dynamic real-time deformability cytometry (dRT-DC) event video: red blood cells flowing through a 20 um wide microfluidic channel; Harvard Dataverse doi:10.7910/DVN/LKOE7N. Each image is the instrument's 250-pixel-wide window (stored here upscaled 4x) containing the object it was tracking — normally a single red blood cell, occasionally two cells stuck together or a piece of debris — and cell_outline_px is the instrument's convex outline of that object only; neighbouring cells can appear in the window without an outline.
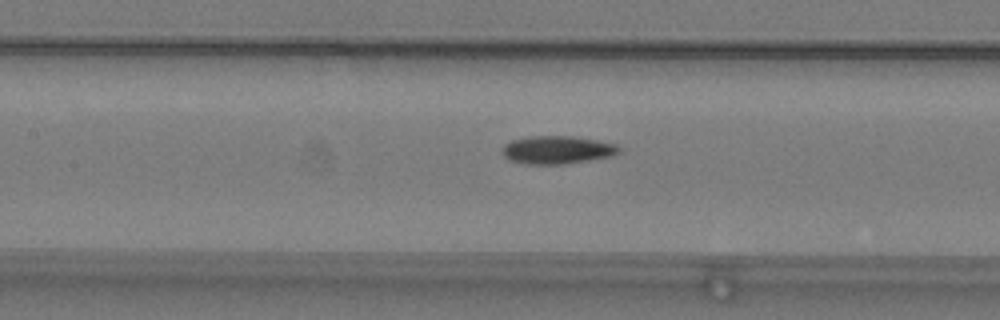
{"species": "common noctule bat (a hibernating species)", "species_latin": "Nyctalus noctula", "temperature_condition": "warm", "stored_images_in_passage": 33, "camera_frame_rate_fps": 3000, "um_per_image_px": 0.085, "animal": {"sex": "male", "body_mass_g": 19.2, "forearm_length_mm": 51.8}, "frame": {"image": 1, "passage_image": 10, "time_ms": 3.0, "image_size_px": [1000, 320], "cell_outline_px": [[620, 152], [612, 156], [564, 164], [528, 164], [508, 160], [500, 152], [504, 144], [512, 140], [528, 136], [572, 136], [596, 140], [616, 144], [620, 148]], "centroid_in_image_um": [47.32, 12.74], "position_along_channel_um": 160.1, "area_um2": 19.13}}
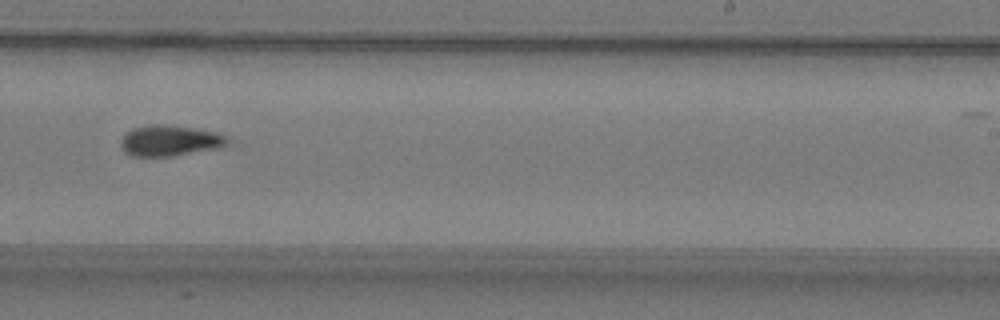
{"frame": {"image": 2, "passage_image": 19, "time_ms": 6.0, "image_size_px": [1000, 320], "cell_outline_px": [[228, 144], [216, 148], [176, 156], [132, 156], [124, 152], [120, 144], [120, 140], [132, 128], [152, 124], [168, 124], [216, 132], [224, 136], [228, 140]], "centroid_in_image_um": [14.4, 11.96], "position_along_channel_um": 274.6, "area_um2": 19.07}}
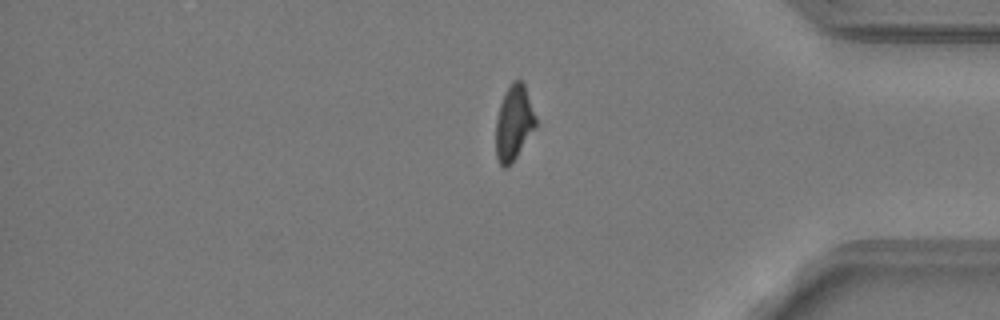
{"frame": {"image": 3, "passage_image": 30, "time_ms": 9.667, "image_size_px": [1000, 320], "cell_outline_px": [[536, 128], [512, 164], [508, 168], [504, 168], [500, 164], [496, 156], [496, 120], [500, 104], [504, 92], [512, 80], [520, 80], [524, 84], [536, 116]], "centroid_in_image_um": [43.68, 10.47], "position_along_channel_um": 391.5, "area_um2": 17.69}, "authors_computed_cell_mechanics": {"area_um2": 18.9584, "velocity_mm_per_s": 3.8333, "shape_relaxation_time_tau1_ms": null, "shape_relaxation_time_tau2_ms": 6.4269, "deformation_change_tau1": null, "deformation_change_tau2": 0.1434}}